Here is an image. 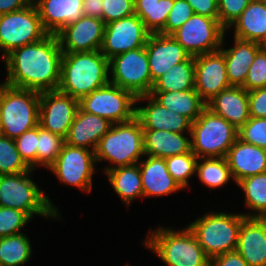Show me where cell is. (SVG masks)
<instances>
[{"label":"cell","instance_id":"obj_1","mask_svg":"<svg viewBox=\"0 0 266 266\" xmlns=\"http://www.w3.org/2000/svg\"><path fill=\"white\" fill-rule=\"evenodd\" d=\"M63 51L55 34L13 49L4 57L9 86L36 92L54 91L60 82Z\"/></svg>","mask_w":266,"mask_h":266},{"label":"cell","instance_id":"obj_2","mask_svg":"<svg viewBox=\"0 0 266 266\" xmlns=\"http://www.w3.org/2000/svg\"><path fill=\"white\" fill-rule=\"evenodd\" d=\"M109 60L100 50L63 53L58 91L80 101L108 84Z\"/></svg>","mask_w":266,"mask_h":266},{"label":"cell","instance_id":"obj_3","mask_svg":"<svg viewBox=\"0 0 266 266\" xmlns=\"http://www.w3.org/2000/svg\"><path fill=\"white\" fill-rule=\"evenodd\" d=\"M144 242L167 266H210V258L188 226L177 231L163 227L150 230Z\"/></svg>","mask_w":266,"mask_h":266},{"label":"cell","instance_id":"obj_4","mask_svg":"<svg viewBox=\"0 0 266 266\" xmlns=\"http://www.w3.org/2000/svg\"><path fill=\"white\" fill-rule=\"evenodd\" d=\"M96 163L107 161L104 172L120 167L137 164L144 155L143 127L135 116L132 120L112 124L110 130L101 138L95 151Z\"/></svg>","mask_w":266,"mask_h":266},{"label":"cell","instance_id":"obj_5","mask_svg":"<svg viewBox=\"0 0 266 266\" xmlns=\"http://www.w3.org/2000/svg\"><path fill=\"white\" fill-rule=\"evenodd\" d=\"M40 93L0 83V134L11 139L39 125Z\"/></svg>","mask_w":266,"mask_h":266},{"label":"cell","instance_id":"obj_6","mask_svg":"<svg viewBox=\"0 0 266 266\" xmlns=\"http://www.w3.org/2000/svg\"><path fill=\"white\" fill-rule=\"evenodd\" d=\"M31 172L33 169L19 174L0 175V206L23 211L31 219L35 214L44 218H60L50 198L31 179Z\"/></svg>","mask_w":266,"mask_h":266},{"label":"cell","instance_id":"obj_7","mask_svg":"<svg viewBox=\"0 0 266 266\" xmlns=\"http://www.w3.org/2000/svg\"><path fill=\"white\" fill-rule=\"evenodd\" d=\"M242 213L208 212L188 225L205 254L211 259L236 250Z\"/></svg>","mask_w":266,"mask_h":266},{"label":"cell","instance_id":"obj_8","mask_svg":"<svg viewBox=\"0 0 266 266\" xmlns=\"http://www.w3.org/2000/svg\"><path fill=\"white\" fill-rule=\"evenodd\" d=\"M189 136L198 158L225 157L238 139V129L206 107L192 123Z\"/></svg>","mask_w":266,"mask_h":266},{"label":"cell","instance_id":"obj_9","mask_svg":"<svg viewBox=\"0 0 266 266\" xmlns=\"http://www.w3.org/2000/svg\"><path fill=\"white\" fill-rule=\"evenodd\" d=\"M109 71L112 76L110 83L131 92L136 98L152 91L154 82L145 46L109 59Z\"/></svg>","mask_w":266,"mask_h":266},{"label":"cell","instance_id":"obj_10","mask_svg":"<svg viewBox=\"0 0 266 266\" xmlns=\"http://www.w3.org/2000/svg\"><path fill=\"white\" fill-rule=\"evenodd\" d=\"M47 34L33 1L23 9L0 16V51L3 57L15 48L43 39Z\"/></svg>","mask_w":266,"mask_h":266},{"label":"cell","instance_id":"obj_11","mask_svg":"<svg viewBox=\"0 0 266 266\" xmlns=\"http://www.w3.org/2000/svg\"><path fill=\"white\" fill-rule=\"evenodd\" d=\"M136 103V97L131 92L109 82L83 97L79 107L115 124L132 120L136 116Z\"/></svg>","mask_w":266,"mask_h":266},{"label":"cell","instance_id":"obj_12","mask_svg":"<svg viewBox=\"0 0 266 266\" xmlns=\"http://www.w3.org/2000/svg\"><path fill=\"white\" fill-rule=\"evenodd\" d=\"M226 31L219 20L194 13L171 36L195 57L219 50Z\"/></svg>","mask_w":266,"mask_h":266},{"label":"cell","instance_id":"obj_13","mask_svg":"<svg viewBox=\"0 0 266 266\" xmlns=\"http://www.w3.org/2000/svg\"><path fill=\"white\" fill-rule=\"evenodd\" d=\"M95 163L94 151L64 143L55 163L48 170L52 171L62 184L91 192Z\"/></svg>","mask_w":266,"mask_h":266},{"label":"cell","instance_id":"obj_14","mask_svg":"<svg viewBox=\"0 0 266 266\" xmlns=\"http://www.w3.org/2000/svg\"><path fill=\"white\" fill-rule=\"evenodd\" d=\"M150 34L136 14L111 21L105 24L100 52L109 60L116 55L144 47Z\"/></svg>","mask_w":266,"mask_h":266},{"label":"cell","instance_id":"obj_15","mask_svg":"<svg viewBox=\"0 0 266 266\" xmlns=\"http://www.w3.org/2000/svg\"><path fill=\"white\" fill-rule=\"evenodd\" d=\"M79 109V101L58 90L40 93L39 125L66 138Z\"/></svg>","mask_w":266,"mask_h":266},{"label":"cell","instance_id":"obj_16","mask_svg":"<svg viewBox=\"0 0 266 266\" xmlns=\"http://www.w3.org/2000/svg\"><path fill=\"white\" fill-rule=\"evenodd\" d=\"M231 86L225 58L220 49L195 56V90L206 104Z\"/></svg>","mask_w":266,"mask_h":266},{"label":"cell","instance_id":"obj_17","mask_svg":"<svg viewBox=\"0 0 266 266\" xmlns=\"http://www.w3.org/2000/svg\"><path fill=\"white\" fill-rule=\"evenodd\" d=\"M104 30L103 20L82 16L66 25L56 35L63 53L91 52L101 49Z\"/></svg>","mask_w":266,"mask_h":266},{"label":"cell","instance_id":"obj_18","mask_svg":"<svg viewBox=\"0 0 266 266\" xmlns=\"http://www.w3.org/2000/svg\"><path fill=\"white\" fill-rule=\"evenodd\" d=\"M145 48L153 82L172 66L191 56L171 35L150 34Z\"/></svg>","mask_w":266,"mask_h":266},{"label":"cell","instance_id":"obj_19","mask_svg":"<svg viewBox=\"0 0 266 266\" xmlns=\"http://www.w3.org/2000/svg\"><path fill=\"white\" fill-rule=\"evenodd\" d=\"M147 100L146 106L136 107V117L143 129L167 130L175 133L190 134L192 122L183 115L163 107L150 94L136 98V102Z\"/></svg>","mask_w":266,"mask_h":266},{"label":"cell","instance_id":"obj_20","mask_svg":"<svg viewBox=\"0 0 266 266\" xmlns=\"http://www.w3.org/2000/svg\"><path fill=\"white\" fill-rule=\"evenodd\" d=\"M236 251L249 266H266V218L246 217L242 221Z\"/></svg>","mask_w":266,"mask_h":266},{"label":"cell","instance_id":"obj_21","mask_svg":"<svg viewBox=\"0 0 266 266\" xmlns=\"http://www.w3.org/2000/svg\"><path fill=\"white\" fill-rule=\"evenodd\" d=\"M233 181L266 173V149L237 139L225 156Z\"/></svg>","mask_w":266,"mask_h":266},{"label":"cell","instance_id":"obj_22","mask_svg":"<svg viewBox=\"0 0 266 266\" xmlns=\"http://www.w3.org/2000/svg\"><path fill=\"white\" fill-rule=\"evenodd\" d=\"M112 123L103 117L86 113L80 107L69 128L65 143L95 151L101 138L110 130Z\"/></svg>","mask_w":266,"mask_h":266},{"label":"cell","instance_id":"obj_23","mask_svg":"<svg viewBox=\"0 0 266 266\" xmlns=\"http://www.w3.org/2000/svg\"><path fill=\"white\" fill-rule=\"evenodd\" d=\"M33 3L48 34L56 35L83 16V0H33Z\"/></svg>","mask_w":266,"mask_h":266},{"label":"cell","instance_id":"obj_24","mask_svg":"<svg viewBox=\"0 0 266 266\" xmlns=\"http://www.w3.org/2000/svg\"><path fill=\"white\" fill-rule=\"evenodd\" d=\"M206 107L237 129L250 119L248 92L241 86H231L222 90L206 104Z\"/></svg>","mask_w":266,"mask_h":266},{"label":"cell","instance_id":"obj_25","mask_svg":"<svg viewBox=\"0 0 266 266\" xmlns=\"http://www.w3.org/2000/svg\"><path fill=\"white\" fill-rule=\"evenodd\" d=\"M224 38L225 34L220 50L223 52L225 58L226 73L229 82L232 86H242L246 80L249 67L263 46L254 41H246L234 37V46L225 49L223 47Z\"/></svg>","mask_w":266,"mask_h":266},{"label":"cell","instance_id":"obj_26","mask_svg":"<svg viewBox=\"0 0 266 266\" xmlns=\"http://www.w3.org/2000/svg\"><path fill=\"white\" fill-rule=\"evenodd\" d=\"M139 161L144 197L167 196L182 190L170 175L166 161L160 157L148 156Z\"/></svg>","mask_w":266,"mask_h":266},{"label":"cell","instance_id":"obj_27","mask_svg":"<svg viewBox=\"0 0 266 266\" xmlns=\"http://www.w3.org/2000/svg\"><path fill=\"white\" fill-rule=\"evenodd\" d=\"M143 143L145 155L163 159L191 151V139L167 130L143 129Z\"/></svg>","mask_w":266,"mask_h":266},{"label":"cell","instance_id":"obj_28","mask_svg":"<svg viewBox=\"0 0 266 266\" xmlns=\"http://www.w3.org/2000/svg\"><path fill=\"white\" fill-rule=\"evenodd\" d=\"M234 37L262 44L266 40V1L252 0L233 22Z\"/></svg>","mask_w":266,"mask_h":266},{"label":"cell","instance_id":"obj_29","mask_svg":"<svg viewBox=\"0 0 266 266\" xmlns=\"http://www.w3.org/2000/svg\"><path fill=\"white\" fill-rule=\"evenodd\" d=\"M150 95L163 107L188 118L192 123L206 108V103L195 89L185 91H151Z\"/></svg>","mask_w":266,"mask_h":266},{"label":"cell","instance_id":"obj_30","mask_svg":"<svg viewBox=\"0 0 266 266\" xmlns=\"http://www.w3.org/2000/svg\"><path fill=\"white\" fill-rule=\"evenodd\" d=\"M112 188L126 205L137 197H144L139 164L120 166L106 172Z\"/></svg>","mask_w":266,"mask_h":266},{"label":"cell","instance_id":"obj_31","mask_svg":"<svg viewBox=\"0 0 266 266\" xmlns=\"http://www.w3.org/2000/svg\"><path fill=\"white\" fill-rule=\"evenodd\" d=\"M195 89V57L172 66L155 82L152 91H185Z\"/></svg>","mask_w":266,"mask_h":266},{"label":"cell","instance_id":"obj_32","mask_svg":"<svg viewBox=\"0 0 266 266\" xmlns=\"http://www.w3.org/2000/svg\"><path fill=\"white\" fill-rule=\"evenodd\" d=\"M174 0H134V12L151 33H159L168 19Z\"/></svg>","mask_w":266,"mask_h":266},{"label":"cell","instance_id":"obj_33","mask_svg":"<svg viewBox=\"0 0 266 266\" xmlns=\"http://www.w3.org/2000/svg\"><path fill=\"white\" fill-rule=\"evenodd\" d=\"M32 254L27 235L19 233L0 238V266L24 265Z\"/></svg>","mask_w":266,"mask_h":266},{"label":"cell","instance_id":"obj_34","mask_svg":"<svg viewBox=\"0 0 266 266\" xmlns=\"http://www.w3.org/2000/svg\"><path fill=\"white\" fill-rule=\"evenodd\" d=\"M245 194V205L257 213H242L246 217L266 218V173L244 178L236 183Z\"/></svg>","mask_w":266,"mask_h":266},{"label":"cell","instance_id":"obj_35","mask_svg":"<svg viewBox=\"0 0 266 266\" xmlns=\"http://www.w3.org/2000/svg\"><path fill=\"white\" fill-rule=\"evenodd\" d=\"M196 174L209 188H219L233 179L225 157L198 158Z\"/></svg>","mask_w":266,"mask_h":266},{"label":"cell","instance_id":"obj_36","mask_svg":"<svg viewBox=\"0 0 266 266\" xmlns=\"http://www.w3.org/2000/svg\"><path fill=\"white\" fill-rule=\"evenodd\" d=\"M65 139L38 125V147L36 154V166H44L49 169L56 161Z\"/></svg>","mask_w":266,"mask_h":266},{"label":"cell","instance_id":"obj_37","mask_svg":"<svg viewBox=\"0 0 266 266\" xmlns=\"http://www.w3.org/2000/svg\"><path fill=\"white\" fill-rule=\"evenodd\" d=\"M30 170L17 151L15 140L0 134V175L19 174Z\"/></svg>","mask_w":266,"mask_h":266},{"label":"cell","instance_id":"obj_38","mask_svg":"<svg viewBox=\"0 0 266 266\" xmlns=\"http://www.w3.org/2000/svg\"><path fill=\"white\" fill-rule=\"evenodd\" d=\"M167 169L182 189L188 187V179L196 174L198 157L192 152L165 158Z\"/></svg>","mask_w":266,"mask_h":266},{"label":"cell","instance_id":"obj_39","mask_svg":"<svg viewBox=\"0 0 266 266\" xmlns=\"http://www.w3.org/2000/svg\"><path fill=\"white\" fill-rule=\"evenodd\" d=\"M30 221L25 212L0 206V238L22 233L21 229Z\"/></svg>","mask_w":266,"mask_h":266},{"label":"cell","instance_id":"obj_40","mask_svg":"<svg viewBox=\"0 0 266 266\" xmlns=\"http://www.w3.org/2000/svg\"><path fill=\"white\" fill-rule=\"evenodd\" d=\"M238 139L266 149V118L250 119L238 129Z\"/></svg>","mask_w":266,"mask_h":266},{"label":"cell","instance_id":"obj_41","mask_svg":"<svg viewBox=\"0 0 266 266\" xmlns=\"http://www.w3.org/2000/svg\"><path fill=\"white\" fill-rule=\"evenodd\" d=\"M17 151L24 162L31 168H36V154L38 147V126L15 138Z\"/></svg>","mask_w":266,"mask_h":266},{"label":"cell","instance_id":"obj_42","mask_svg":"<svg viewBox=\"0 0 266 266\" xmlns=\"http://www.w3.org/2000/svg\"><path fill=\"white\" fill-rule=\"evenodd\" d=\"M247 92L266 87V49L262 48L257 55L246 77L244 84L241 86Z\"/></svg>","mask_w":266,"mask_h":266},{"label":"cell","instance_id":"obj_43","mask_svg":"<svg viewBox=\"0 0 266 266\" xmlns=\"http://www.w3.org/2000/svg\"><path fill=\"white\" fill-rule=\"evenodd\" d=\"M193 14L194 11L186 0H174V5L169 12L165 27L159 34L171 35L188 21Z\"/></svg>","mask_w":266,"mask_h":266},{"label":"cell","instance_id":"obj_44","mask_svg":"<svg viewBox=\"0 0 266 266\" xmlns=\"http://www.w3.org/2000/svg\"><path fill=\"white\" fill-rule=\"evenodd\" d=\"M252 0H218V20L227 30Z\"/></svg>","mask_w":266,"mask_h":266},{"label":"cell","instance_id":"obj_45","mask_svg":"<svg viewBox=\"0 0 266 266\" xmlns=\"http://www.w3.org/2000/svg\"><path fill=\"white\" fill-rule=\"evenodd\" d=\"M134 14V0H103L102 20L105 24Z\"/></svg>","mask_w":266,"mask_h":266},{"label":"cell","instance_id":"obj_46","mask_svg":"<svg viewBox=\"0 0 266 266\" xmlns=\"http://www.w3.org/2000/svg\"><path fill=\"white\" fill-rule=\"evenodd\" d=\"M250 117L266 118V87L248 92Z\"/></svg>","mask_w":266,"mask_h":266},{"label":"cell","instance_id":"obj_47","mask_svg":"<svg viewBox=\"0 0 266 266\" xmlns=\"http://www.w3.org/2000/svg\"><path fill=\"white\" fill-rule=\"evenodd\" d=\"M195 14L218 20V0H186Z\"/></svg>","mask_w":266,"mask_h":266},{"label":"cell","instance_id":"obj_48","mask_svg":"<svg viewBox=\"0 0 266 266\" xmlns=\"http://www.w3.org/2000/svg\"><path fill=\"white\" fill-rule=\"evenodd\" d=\"M210 266H249L235 250L210 259Z\"/></svg>","mask_w":266,"mask_h":266},{"label":"cell","instance_id":"obj_49","mask_svg":"<svg viewBox=\"0 0 266 266\" xmlns=\"http://www.w3.org/2000/svg\"><path fill=\"white\" fill-rule=\"evenodd\" d=\"M83 16L95 17L102 20L103 0H83Z\"/></svg>","mask_w":266,"mask_h":266},{"label":"cell","instance_id":"obj_50","mask_svg":"<svg viewBox=\"0 0 266 266\" xmlns=\"http://www.w3.org/2000/svg\"><path fill=\"white\" fill-rule=\"evenodd\" d=\"M32 0H0V15L27 7Z\"/></svg>","mask_w":266,"mask_h":266},{"label":"cell","instance_id":"obj_51","mask_svg":"<svg viewBox=\"0 0 266 266\" xmlns=\"http://www.w3.org/2000/svg\"><path fill=\"white\" fill-rule=\"evenodd\" d=\"M262 46L266 49V40L262 43Z\"/></svg>","mask_w":266,"mask_h":266}]
</instances>
